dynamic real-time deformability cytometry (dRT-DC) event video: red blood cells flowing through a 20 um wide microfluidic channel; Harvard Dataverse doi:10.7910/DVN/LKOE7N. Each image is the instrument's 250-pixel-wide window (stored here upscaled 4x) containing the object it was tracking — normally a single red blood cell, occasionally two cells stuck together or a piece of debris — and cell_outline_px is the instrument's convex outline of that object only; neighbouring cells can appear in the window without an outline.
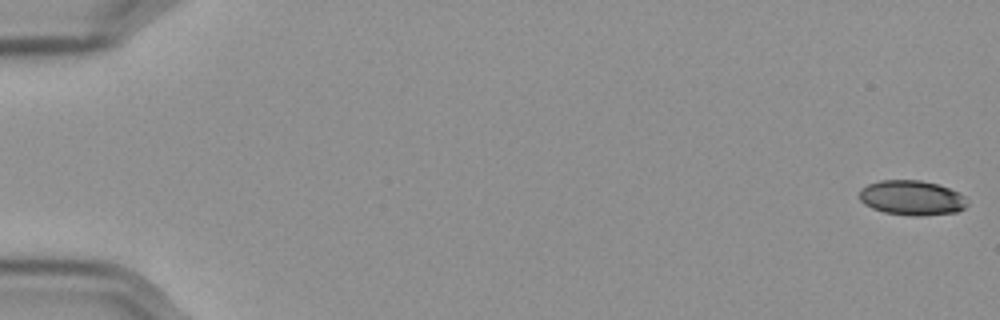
{"species": "Egyptian fruit bat (a non-hibernating species)", "species_latin": "Rousettus aegyptiacus", "temperature_condition": "cold", "stored_images_in_passage": 10, "camera_frame_rate_fps": 3000, "um_per_image_px": 0.085, "frame": {"image": 1, "passage_image": 1, "time_ms": 0.0, "image_size_px": [1000, 320], "cell_outline_px": [[968, 204], [964, 208], [956, 212], [924, 216], [908, 216], [884, 212], [872, 208], [864, 204], [860, 200], [860, 188], [868, 184], [880, 180], [920, 180], [936, 184], [948, 188], [964, 196]], "centroid_in_image_um": [77.48, 16.82], "position_along_channel_um": 7.5, "area_um2": 21.91}}